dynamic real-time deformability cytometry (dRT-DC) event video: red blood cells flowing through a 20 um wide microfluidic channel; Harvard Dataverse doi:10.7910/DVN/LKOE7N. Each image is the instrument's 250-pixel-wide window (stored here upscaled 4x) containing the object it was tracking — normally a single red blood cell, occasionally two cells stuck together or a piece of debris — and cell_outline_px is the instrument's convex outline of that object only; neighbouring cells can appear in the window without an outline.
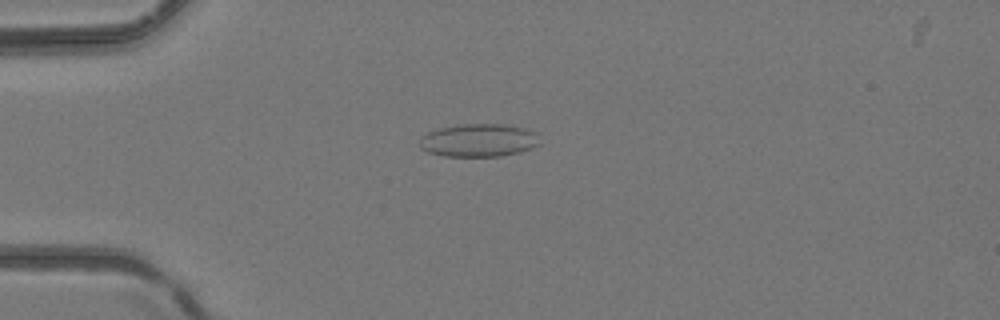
{"species": "common noctule bat (a hibernating species)", "species_latin": "Nyctalus noctula", "temperature_condition": "room temperature", "stored_images_in_passage": 3, "camera_frame_rate_fps": 3000, "um_per_image_px": 0.085, "animal": {"sex": "female", "body_mass_g": 24.6, "forearm_length_mm": 56.2}, "frame": {"image": 1, "passage_image": 2, "time_ms": 0.333, "image_size_px": [1000, 320], "cell_outline_px": [[540, 144], [532, 148], [520, 152], [500, 156], [444, 156], [428, 152], [420, 148], [420, 136], [428, 132], [440, 128], [460, 124], [504, 124], [524, 128], [536, 132]], "centroid_in_image_um": [40.69, 11.92], "position_along_channel_um": 44.3, "area_um2": 23.18}}